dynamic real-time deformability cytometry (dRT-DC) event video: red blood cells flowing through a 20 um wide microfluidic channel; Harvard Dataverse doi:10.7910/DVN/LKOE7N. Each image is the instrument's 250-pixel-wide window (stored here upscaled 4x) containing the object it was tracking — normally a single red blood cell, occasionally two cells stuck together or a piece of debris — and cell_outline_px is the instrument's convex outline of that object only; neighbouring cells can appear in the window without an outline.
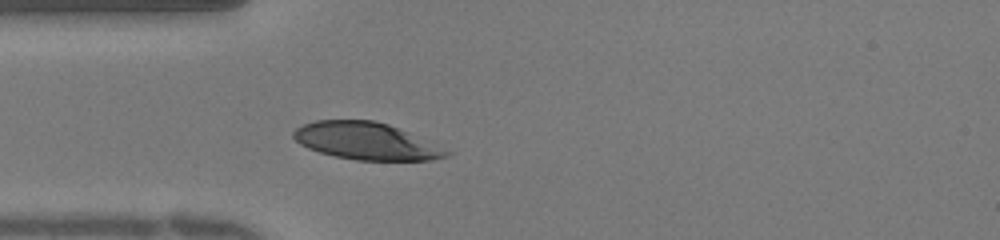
{"species": "human", "species_latin": "Homo sapiens", "temperature_condition": "warm", "stored_images_in_passage": 22, "camera_frame_rate_fps": 3000, "um_per_image_px": 0.085, "donor": {"sex": "female"}, "frame": {"image": 1, "passage_image": 1, "time_ms": 0.0, "image_size_px": [1000, 240], "cell_outline_px": [[452, 152], [448, 156], [432, 160], [356, 160], [336, 156], [320, 152], [308, 148], [300, 144], [292, 136], [292, 132], [296, 128], [304, 124], [316, 120], [372, 120], [388, 124], [408, 132]], "centroid_in_image_um": [31.1, 11.99], "position_along_channel_um": 53.9, "area_um2": 32.83}}
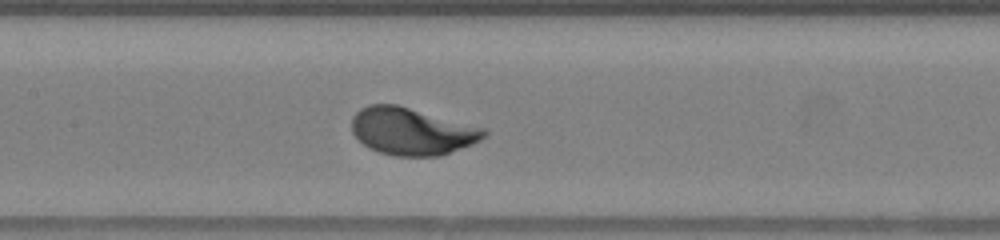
{"frame": {"image": 2, "passage_image": 8, "time_ms": 2.333, "image_size_px": [1000, 240], "cell_outline_px": [[488, 132], [480, 140], [472, 144], [440, 156], [396, 156], [380, 152], [368, 148], [352, 132], [352, 116], [360, 108], [368, 104], [396, 104], [488, 128]], "centroid_in_image_um": [35.02, 11.15], "position_along_channel_um": 172.4, "area_um2": 36.59}}
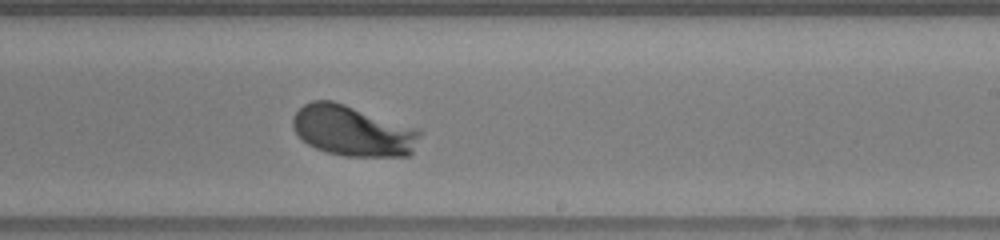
{"frame": {"image": 3, "passage_image": 13, "time_ms": 4.0, "image_size_px": [1000, 240], "cell_outline_px": [[424, 132], [412, 152], [408, 156], [344, 156], [328, 152], [316, 148], [308, 144], [292, 128], [292, 116], [304, 104], [312, 100], [332, 100], [420, 128]], "centroid_in_image_um": [30.03, 11.11], "position_along_channel_um": 259.0, "area_um2": 37.74}}